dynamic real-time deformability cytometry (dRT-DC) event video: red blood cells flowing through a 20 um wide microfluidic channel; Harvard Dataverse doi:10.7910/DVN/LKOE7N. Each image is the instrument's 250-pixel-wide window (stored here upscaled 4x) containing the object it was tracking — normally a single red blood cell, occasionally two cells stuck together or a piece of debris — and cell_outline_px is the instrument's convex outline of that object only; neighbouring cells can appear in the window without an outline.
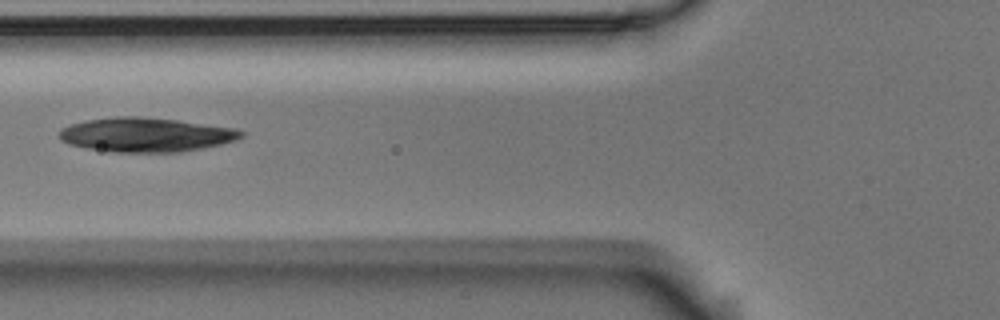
{"species": "Egyptian fruit bat (a non-hibernating species)", "species_latin": "Rousettus aegyptiacus", "temperature_condition": "room temperature", "stored_images_in_passage": 4, "camera_frame_rate_fps": 3000, "um_per_image_px": 0.085, "animal": {"sex": "male"}, "frame": {"image": 1, "passage_image": 4, "time_ms": 1.0, "image_size_px": [1000, 320], "cell_outline_px": [[244, 136], [236, 140], [220, 144], [180, 152], [116, 152], [88, 148], [68, 144], [60, 140], [60, 132], [64, 128], [72, 124], [88, 120], [116, 116], [140, 116], [176, 120], [236, 128], [244, 132]], "centroid_in_image_um": [12.43, 11.45], "position_along_channel_um": 113.4, "area_um2": 36.01}}